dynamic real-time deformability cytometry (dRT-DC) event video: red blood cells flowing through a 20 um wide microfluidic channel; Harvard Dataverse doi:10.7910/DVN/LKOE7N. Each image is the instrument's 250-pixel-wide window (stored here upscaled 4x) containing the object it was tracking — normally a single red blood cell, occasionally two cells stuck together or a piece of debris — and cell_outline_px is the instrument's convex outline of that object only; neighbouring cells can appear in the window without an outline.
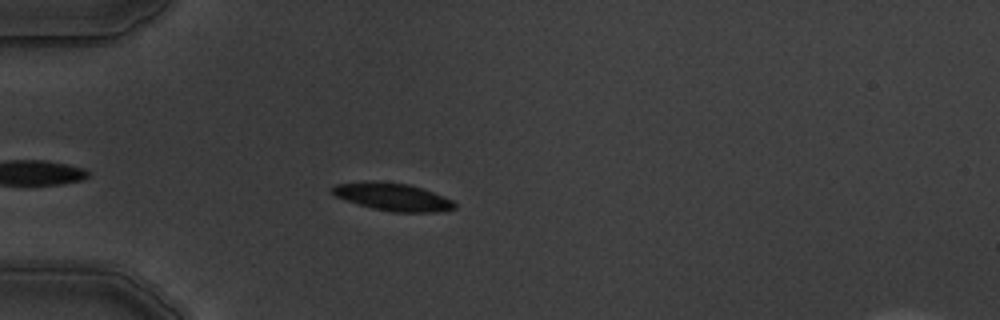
{"species": "common noctule bat (a hibernating species)", "species_latin": "Nyctalus noctula", "temperature_condition": "warm", "stored_images_in_passage": 6, "camera_frame_rate_fps": 3000, "um_per_image_px": 0.085, "animal": {"sex": "male", "body_mass_g": 19.5, "forearm_length_mm": 54.6}, "frame": {"image": 1, "passage_image": 6, "time_ms": 6.0, "image_size_px": [1000, 320], "cell_outline_px": [[456, 208], [440, 212], [392, 212], [372, 208], [336, 196], [332, 192], [332, 188], [336, 184], [408, 184], [444, 196], [452, 200], [456, 204]], "centroid_in_image_um": [33.51, 16.8], "position_along_channel_um": 51.5, "area_um2": 18.5}}